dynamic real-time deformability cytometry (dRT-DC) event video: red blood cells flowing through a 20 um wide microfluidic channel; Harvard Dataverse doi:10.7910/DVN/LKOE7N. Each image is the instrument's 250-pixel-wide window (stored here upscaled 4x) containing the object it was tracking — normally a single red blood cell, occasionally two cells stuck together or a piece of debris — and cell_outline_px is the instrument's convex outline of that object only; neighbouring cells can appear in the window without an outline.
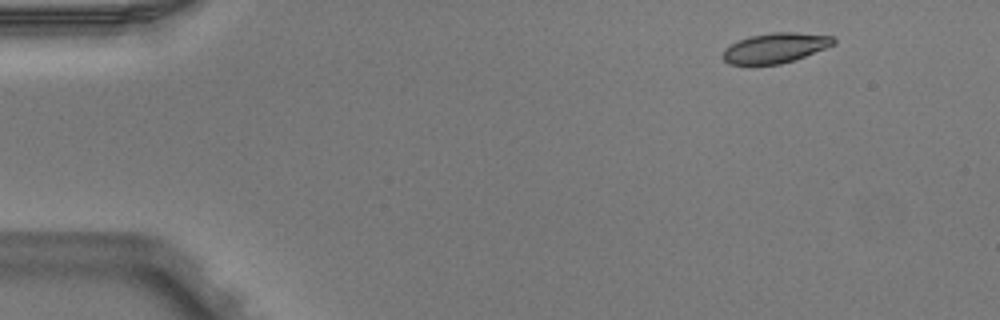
{"species": "Egyptian fruit bat (a non-hibernating species)", "species_latin": "Rousettus aegyptiacus", "temperature_condition": "warm", "stored_images_in_passage": 4, "camera_frame_rate_fps": 3000, "um_per_image_px": 0.085, "animal": {"sex": "male"}, "frame": {"image": 1, "passage_image": 1, "time_ms": 0.0, "image_size_px": [1000, 320], "cell_outline_px": [[836, 44], [804, 56], [780, 64], [728, 64], [720, 56], [724, 48], [740, 40], [752, 36], [772, 32], [796, 32], [832, 36], [836, 40]], "centroid_in_image_um": [65.89, 4.07], "position_along_channel_um": 19.1, "area_um2": 19.19}}
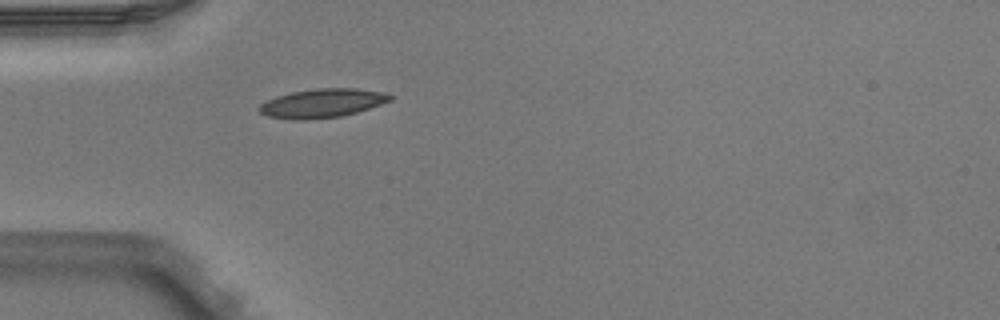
{"frame": {"image": 2, "passage_image": 4, "time_ms": 1.0, "image_size_px": [1000, 320], "cell_outline_px": [[392, 100], [356, 112], [340, 116], [304, 120], [296, 120], [268, 116], [260, 112], [260, 104], [276, 96], [292, 92], [316, 88], [356, 88], [380, 92], [392, 96]], "centroid_in_image_um": [27.37, 8.77], "position_along_channel_um": 57.6, "area_um2": 21.62}}